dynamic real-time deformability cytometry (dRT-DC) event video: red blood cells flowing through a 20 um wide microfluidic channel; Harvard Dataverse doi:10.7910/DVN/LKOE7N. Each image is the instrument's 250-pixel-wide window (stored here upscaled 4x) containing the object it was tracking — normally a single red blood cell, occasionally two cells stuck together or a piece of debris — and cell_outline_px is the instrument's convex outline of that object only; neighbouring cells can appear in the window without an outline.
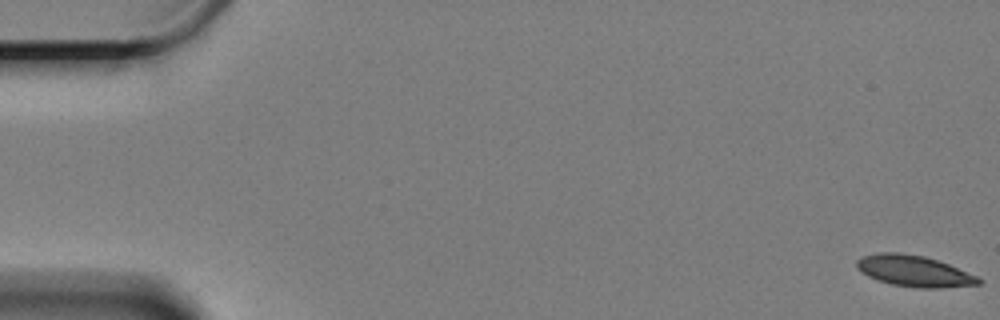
{"species": "Egyptian fruit bat (a non-hibernating species)", "species_latin": "Rousettus aegyptiacus", "temperature_condition": "cold", "stored_images_in_passage": 61, "camera_frame_rate_fps": 3000, "um_per_image_px": 0.085, "animal": {"sex": "female"}, "frame": {"image": 1, "passage_image": 1, "time_ms": 0.0, "image_size_px": [1000, 320], "cell_outline_px": [[984, 280], [980, 284], [944, 288], [916, 288], [892, 284], [876, 280], [860, 272], [856, 268], [856, 260], [860, 256], [876, 252], [900, 252], [924, 256], [948, 264], [976, 276]], "centroid_in_image_um": [77.64, 23.03], "position_along_channel_um": 7.4, "area_um2": 22.37}}
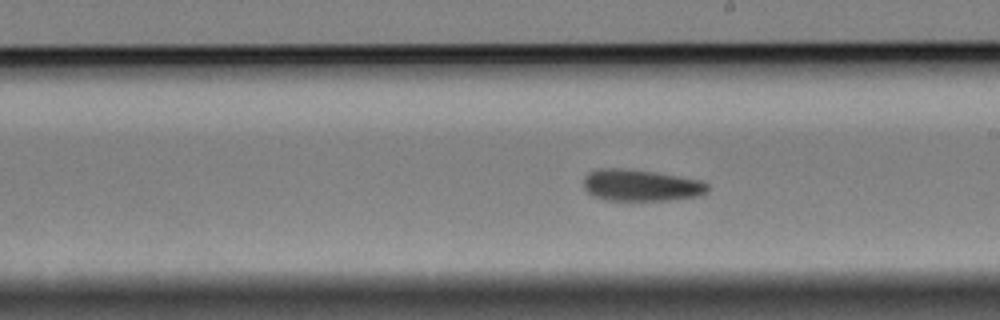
{"frame": {"image": 2, "passage_image": 35, "time_ms": 11.333, "image_size_px": [1000, 320], "cell_outline_px": [[708, 192], [700, 196], [672, 200], [604, 200], [592, 196], [584, 188], [584, 176], [588, 172], [596, 168], [632, 168], [656, 172], [700, 180], [708, 184]], "centroid_in_image_um": [54.46, 15.74], "position_along_channel_um": 234.5, "area_um2": 23.29}}
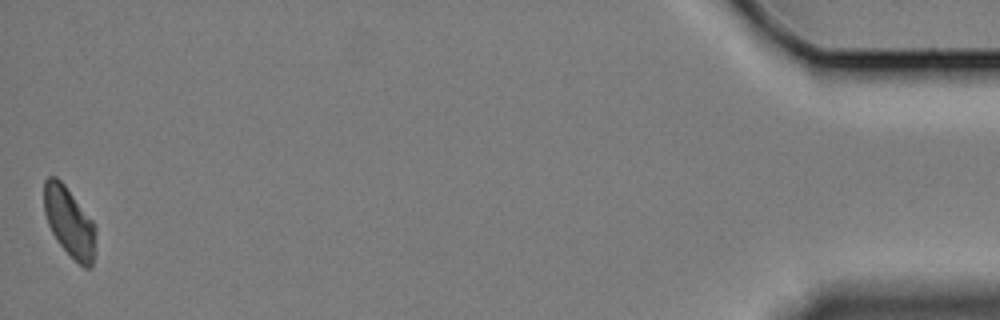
{"frame": {"image": 3, "passage_image": 61, "time_ms": 20.0, "image_size_px": [1000, 320], "cell_outline_px": [[96, 228], [92, 268], [84, 268], [56, 240], [48, 224], [44, 212], [44, 180], [48, 176], [56, 176], [64, 184], [92, 220]], "centroid_in_image_um": [5.88, 18.85], "position_along_channel_um": 429.3, "area_um2": 20.69}, "authors_computed_cell_mechanics": {"area_um2": 22.7154, "velocity_mm_per_s": 3.2855, "shape_relaxation_time_tau1_ms": 5.4068, "shape_relaxation_time_tau2_ms": 5.3826, "deformation_change_tau1": 0.1022, "deformation_change_tau2": 0.0884}}